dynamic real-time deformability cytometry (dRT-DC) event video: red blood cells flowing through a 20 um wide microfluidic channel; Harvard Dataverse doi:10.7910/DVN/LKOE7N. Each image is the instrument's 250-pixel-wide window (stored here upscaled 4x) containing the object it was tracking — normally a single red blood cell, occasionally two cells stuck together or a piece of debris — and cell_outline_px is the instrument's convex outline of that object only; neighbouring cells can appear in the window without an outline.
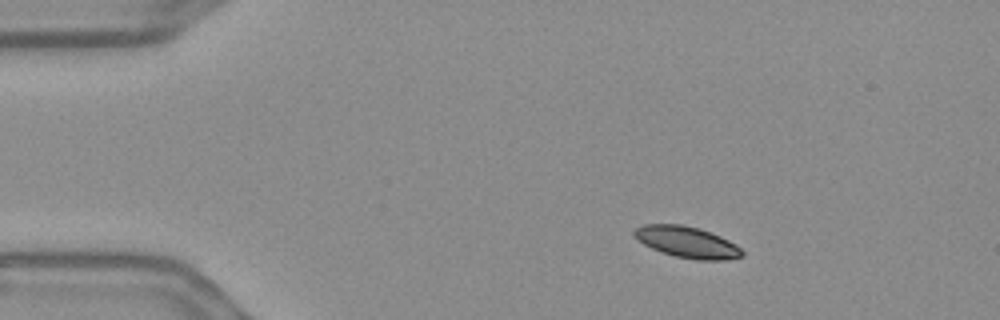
{"species": "Egyptian fruit bat (a non-hibernating species)", "species_latin": "Rousettus aegyptiacus", "temperature_condition": "warm", "stored_images_in_passage": 48, "camera_frame_rate_fps": 3000, "um_per_image_px": 0.085, "frame": {"image": 1, "passage_image": 1, "time_ms": 0.0, "image_size_px": [1000, 320], "cell_outline_px": [[744, 256], [724, 260], [696, 260], [676, 256], [660, 252], [644, 244], [632, 232], [640, 224], [684, 224], [700, 228], [720, 236], [736, 244], [744, 252]], "centroid_in_image_um": [58.42, 20.57], "position_along_channel_um": 26.6, "area_um2": 19.71}}
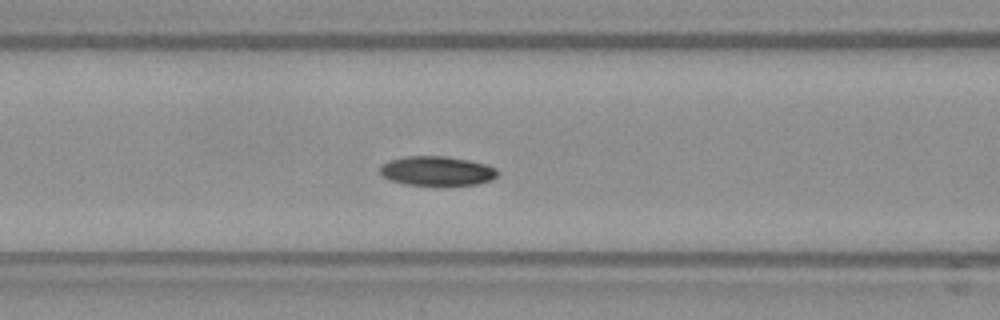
{"frame": {"image": 2, "passage_image": 15, "time_ms": 4.667, "image_size_px": [1000, 320], "cell_outline_px": [[500, 172], [492, 180], [476, 184], [404, 184], [380, 176], [380, 164], [388, 160], [404, 156], [448, 156], [468, 160], [484, 164], [496, 168]], "centroid_in_image_um": [37.11, 14.51], "position_along_channel_um": 129.5, "area_um2": 20.06}}
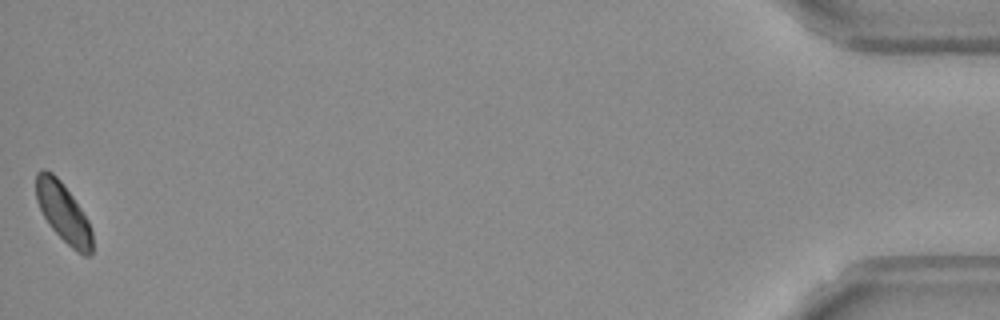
{"frame": {"image": 3, "passage_image": 48, "time_ms": 15.667, "image_size_px": [1000, 320], "cell_outline_px": [[92, 252], [88, 256], [84, 256], [76, 252], [48, 224], [36, 200], [36, 172], [40, 168], [44, 168], [52, 172], [60, 180], [72, 196], [88, 220], [92, 232]], "centroid_in_image_um": [5.37, 18.05], "position_along_channel_um": 429.8, "area_um2": 19.31}, "authors_computed_cell_mechanics": {"area_um2": 19.8543, "velocity_mm_per_s": 3.6131, "shape_relaxation_time_tau1_ms": 4.5085, "shape_relaxation_time_tau2_ms": null, "deformation_change_tau1": 0.0772, "deformation_change_tau2": null}}